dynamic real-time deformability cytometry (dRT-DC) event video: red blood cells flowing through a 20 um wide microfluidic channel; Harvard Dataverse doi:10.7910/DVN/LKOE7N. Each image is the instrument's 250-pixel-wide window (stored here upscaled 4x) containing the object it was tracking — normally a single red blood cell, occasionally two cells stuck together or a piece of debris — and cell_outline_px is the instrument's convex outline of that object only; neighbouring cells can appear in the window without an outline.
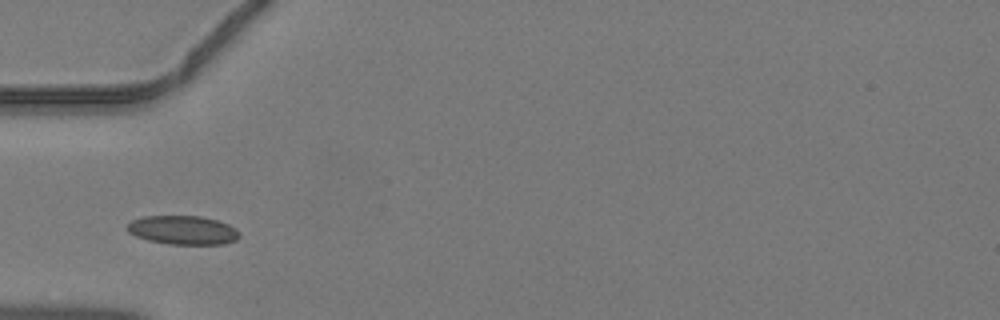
{"species": "common noctule bat (a hibernating species)", "species_latin": "Nyctalus noctula", "temperature_condition": "warm", "stored_images_in_passage": 33, "camera_frame_rate_fps": 3000, "um_per_image_px": 0.085, "animal": {"sex": "male", "body_mass_g": 19.2, "forearm_length_mm": 51.8}, "frame": {"image": 1, "passage_image": 3, "time_ms": 0.667, "image_size_px": [1000, 320], "cell_outline_px": [[240, 236], [236, 240], [224, 244], [168, 244], [148, 240], [136, 236], [128, 232], [128, 224], [132, 220], [144, 216], [200, 216], [216, 220], [228, 224], [236, 228], [240, 232]], "centroid_in_image_um": [15.57, 19.56], "position_along_channel_um": 69.4, "area_um2": 18.84}}
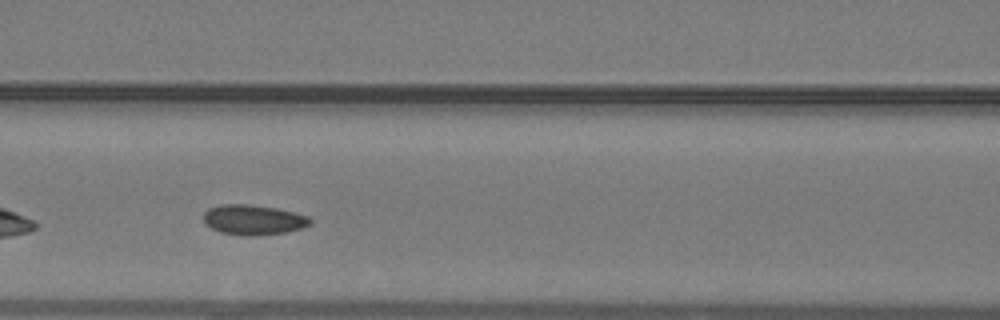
{"frame": {"image": 2, "passage_image": 8, "time_ms": 2.333, "image_size_px": [1000, 320], "cell_outline_px": [[312, 224], [300, 228], [284, 232], [244, 236], [220, 232], [204, 224], [204, 212], [208, 208], [220, 204], [248, 204], [276, 208], [308, 216], [312, 220]], "centroid_in_image_um": [21.5, 18.67], "position_along_channel_um": 145.1, "area_um2": 18.55}}
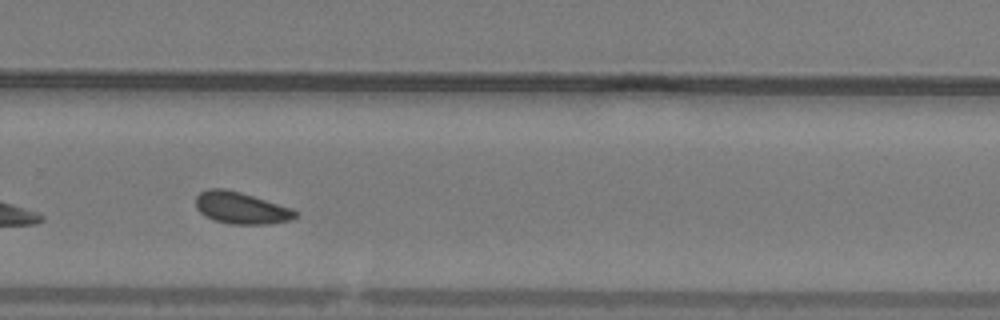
{"frame": {"image": 3, "passage_image": 19, "time_ms": 6.0, "image_size_px": [1000, 320], "cell_outline_px": [[300, 216], [288, 220], [272, 224], [228, 224], [212, 220], [204, 216], [196, 208], [196, 196], [200, 192], [208, 188], [224, 188], [240, 192], [292, 208], [300, 212]], "centroid_in_image_um": [20.49, 17.68], "position_along_channel_um": 309.3, "area_um2": 18.73}}